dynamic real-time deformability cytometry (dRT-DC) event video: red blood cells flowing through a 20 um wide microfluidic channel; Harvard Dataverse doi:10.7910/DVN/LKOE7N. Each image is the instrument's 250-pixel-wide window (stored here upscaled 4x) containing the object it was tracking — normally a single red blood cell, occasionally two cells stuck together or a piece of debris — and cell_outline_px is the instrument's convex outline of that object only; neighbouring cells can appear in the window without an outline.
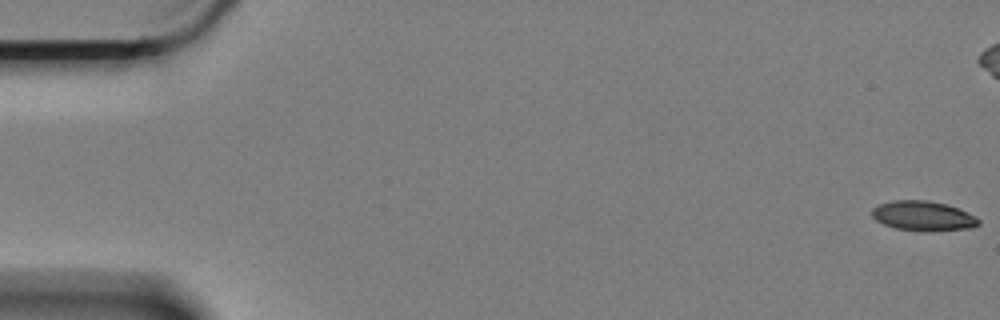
{"species": "Egyptian fruit bat (a non-hibernating species)", "species_latin": "Rousettus aegyptiacus", "temperature_condition": "cold", "stored_images_in_passage": 61, "camera_frame_rate_fps": 3000, "um_per_image_px": 0.085, "animal": {"sex": "female"}, "frame": {"image": 1, "passage_image": 1, "time_ms": 0.0, "image_size_px": [1000, 320], "cell_outline_px": [[980, 224], [972, 228], [932, 232], [896, 228], [884, 224], [876, 220], [872, 216], [872, 208], [880, 204], [892, 200], [928, 200], [944, 204], [968, 212], [976, 216], [980, 220]], "centroid_in_image_um": [78.49, 18.36], "position_along_channel_um": 6.5, "area_um2": 18.55}}
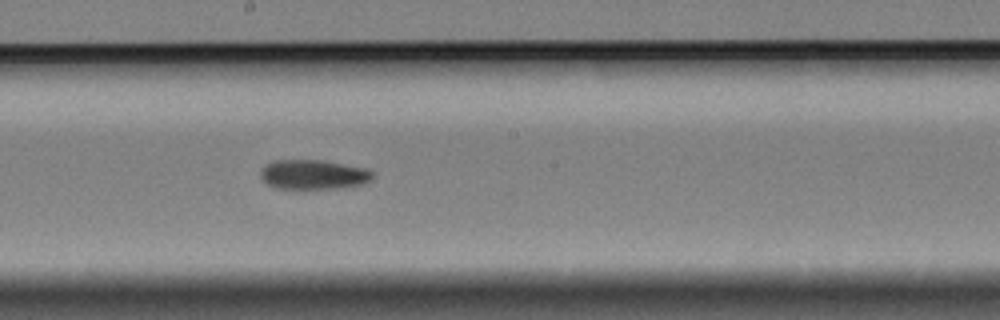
{"frame": {"image": 2, "passage_image": 33, "time_ms": 10.667, "image_size_px": [1000, 320], "cell_outline_px": [[376, 176], [372, 180], [364, 184], [336, 188], [276, 188], [268, 184], [260, 176], [260, 168], [272, 160], [320, 160], [364, 168], [372, 172]], "centroid_in_image_um": [26.63, 14.83], "position_along_channel_um": 221.6, "area_um2": 19.25}}
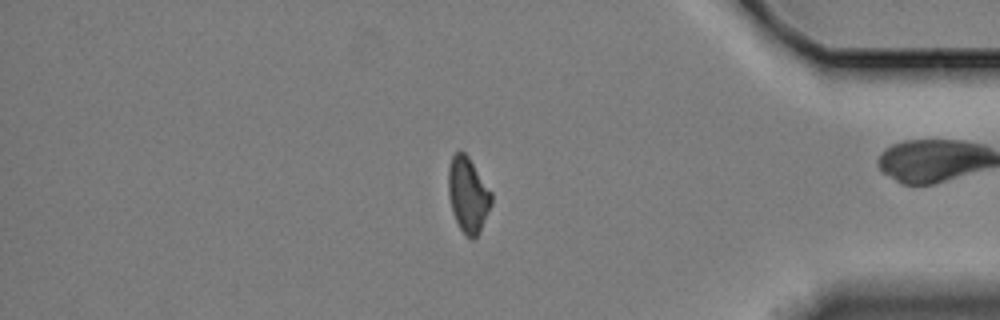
{"frame": {"image": 3, "passage_image": 51, "time_ms": 16.667, "image_size_px": [1000, 320], "cell_outline_px": [[492, 204], [480, 232], [472, 240], [460, 228], [452, 212], [448, 192], [448, 168], [452, 156], [456, 152], [464, 152], [468, 156], [492, 192]], "centroid_in_image_um": [39.79, 16.55], "position_along_channel_um": 395.4, "area_um2": 18.84}, "authors_computed_cell_mechanics": {"area_um2": 19.363, "velocity_mm_per_s": 3.3517, "shape_relaxation_time_tau1_ms": null, "shape_relaxation_time_tau2_ms": 8.3862, "deformation_change_tau1": null, "deformation_change_tau2": 0.1517}}